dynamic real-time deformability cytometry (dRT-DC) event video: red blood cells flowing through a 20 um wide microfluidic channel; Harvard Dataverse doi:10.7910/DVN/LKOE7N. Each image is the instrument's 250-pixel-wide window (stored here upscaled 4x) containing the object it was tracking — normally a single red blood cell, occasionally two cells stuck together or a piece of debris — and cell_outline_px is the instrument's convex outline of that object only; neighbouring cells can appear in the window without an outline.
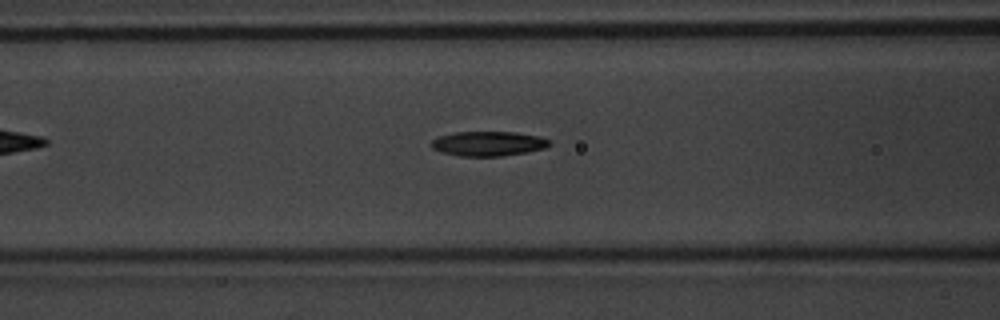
{"species": "common noctule bat (a hibernating species)", "species_latin": "Nyctalus noctula", "temperature_condition": "warm", "stored_images_in_passage": 35, "camera_frame_rate_fps": 3000, "um_per_image_px": 0.085, "animal": {"sex": "male", "body_mass_g": 20.1, "forearm_length_mm": 53.5}, "frame": {"image": 1, "passage_image": 13, "time_ms": 4.0, "image_size_px": [1000, 320], "cell_outline_px": [[552, 144], [544, 148], [524, 152], [500, 156], [460, 156], [444, 152], [432, 148], [432, 140], [440, 136], [456, 132], [516, 132], [536, 136], [552, 140]], "centroid_in_image_um": [41.53, 12.2], "position_along_channel_um": 125.1, "area_um2": 16.7}}
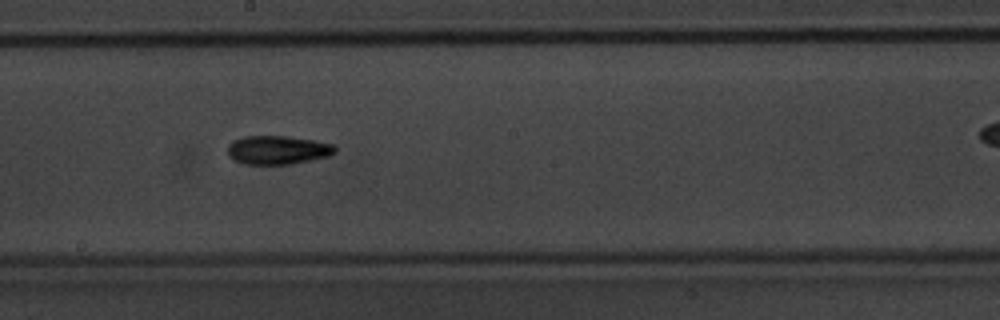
{"frame": {"image": 2, "passage_image": 21, "time_ms": 6.667, "image_size_px": [1000, 320], "cell_outline_px": [[336, 152], [328, 156], [312, 160], [288, 164], [244, 164], [232, 160], [228, 156], [228, 144], [232, 140], [244, 136], [288, 136], [316, 140], [332, 144], [336, 148]], "centroid_in_image_um": [23.57, 12.74], "position_along_channel_um": 224.6, "area_um2": 18.15}}
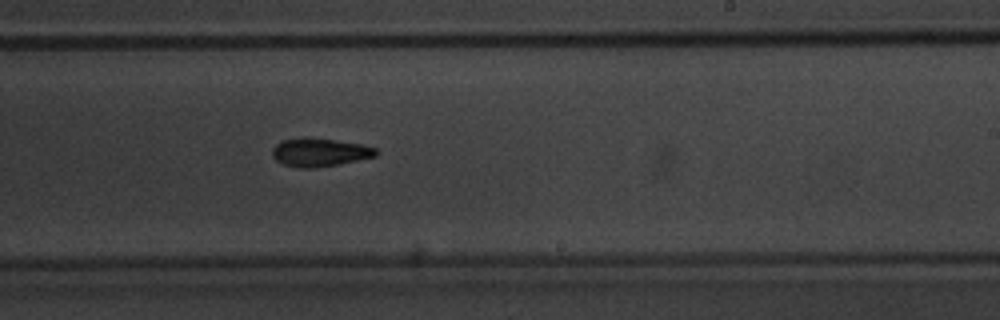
{"frame": {"image": 3, "passage_image": 24, "time_ms": 7.667, "image_size_px": [1000, 320], "cell_outline_px": [[380, 152], [376, 156], [340, 164], [316, 168], [300, 168], [284, 164], [276, 160], [272, 156], [272, 148], [280, 140], [332, 140], [360, 144], [376, 148]], "centroid_in_image_um": [27.2, 12.99], "position_along_channel_um": 261.8, "area_um2": 16.53}}